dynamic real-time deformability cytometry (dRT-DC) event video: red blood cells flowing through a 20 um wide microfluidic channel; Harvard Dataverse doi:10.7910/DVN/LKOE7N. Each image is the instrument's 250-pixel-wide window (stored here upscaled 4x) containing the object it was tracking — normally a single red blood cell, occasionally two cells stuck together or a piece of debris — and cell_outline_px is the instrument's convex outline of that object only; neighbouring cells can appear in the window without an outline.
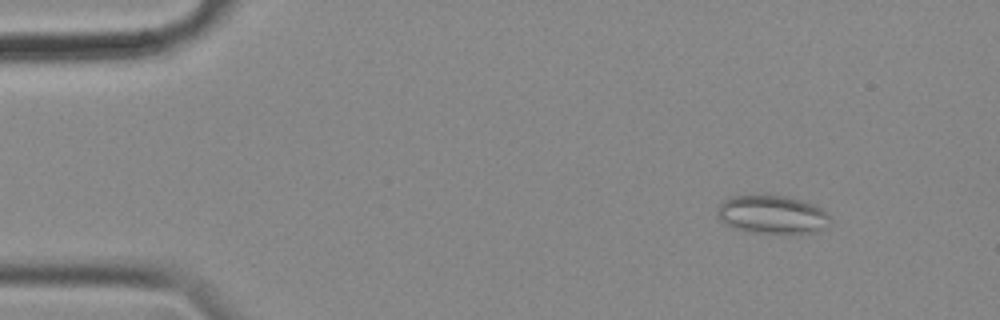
{"species": "common noctule bat (a hibernating species)", "species_latin": "Nyctalus noctula", "temperature_condition": "cold", "stored_images_in_passage": 55, "camera_frame_rate_fps": 3000, "um_per_image_px": 0.085, "animal": {"sex": "female", "body_mass_g": 18.4}, "frame": {"image": 1, "passage_image": 5, "time_ms": 1.333, "image_size_px": [1000, 320], "cell_outline_px": [[832, 220], [816, 232], [792, 236], [748, 232], [732, 228], [720, 220], [716, 216], [716, 208], [724, 200], [732, 196], [788, 196], [812, 204], [828, 212]], "centroid_in_image_um": [65.63, 18.29], "position_along_channel_um": 19.4, "area_um2": 25.89}}
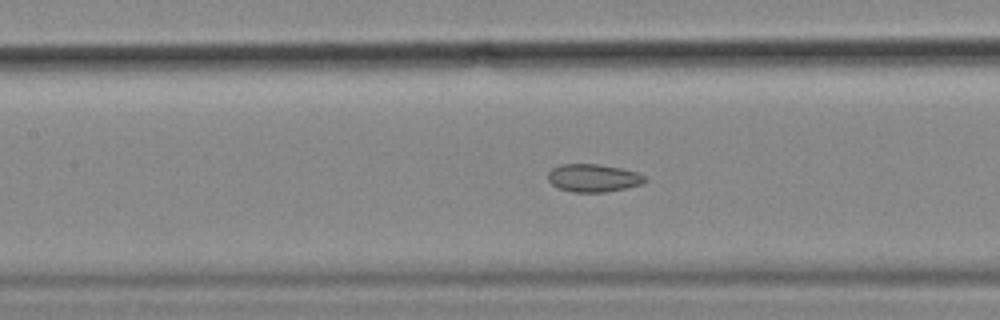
{"frame": {"image": 2, "passage_image": 24, "time_ms": 7.667, "image_size_px": [1000, 320], "cell_outline_px": [[648, 180], [640, 184], [624, 188], [604, 192], [572, 192], [560, 188], [552, 184], [548, 180], [548, 172], [552, 168], [560, 164], [596, 164], [620, 168], [636, 172], [644, 176]], "centroid_in_image_um": [50.4, 15.12], "position_along_channel_um": 157.0, "area_um2": 15.55}}
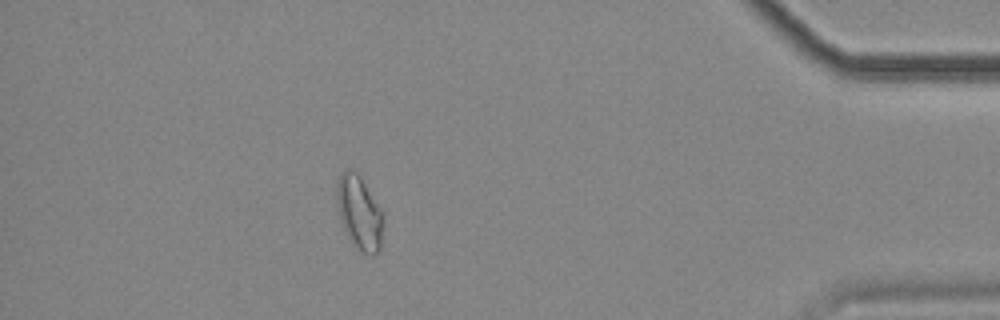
{"frame": {"image": 3, "passage_image": 49, "time_ms": 16.0, "image_size_px": [1000, 320], "cell_outline_px": [[384, 220], [380, 248], [372, 256], [360, 252], [356, 248], [344, 228], [340, 220], [336, 204], [336, 180], [340, 172], [344, 168], [352, 168], [360, 176], [384, 212]], "centroid_in_image_um": [30.53, 18.02], "position_along_channel_um": 404.7, "area_um2": 20.52}, "authors_computed_cell_mechanics": {"area_um2": 17.6868, "velocity_mm_per_s": 3.5293, "shape_relaxation_time_tau1_ms": null, "shape_relaxation_time_tau2_ms": 2.2609, "deformation_change_tau1": null, "deformation_change_tau2": 0.0672}}